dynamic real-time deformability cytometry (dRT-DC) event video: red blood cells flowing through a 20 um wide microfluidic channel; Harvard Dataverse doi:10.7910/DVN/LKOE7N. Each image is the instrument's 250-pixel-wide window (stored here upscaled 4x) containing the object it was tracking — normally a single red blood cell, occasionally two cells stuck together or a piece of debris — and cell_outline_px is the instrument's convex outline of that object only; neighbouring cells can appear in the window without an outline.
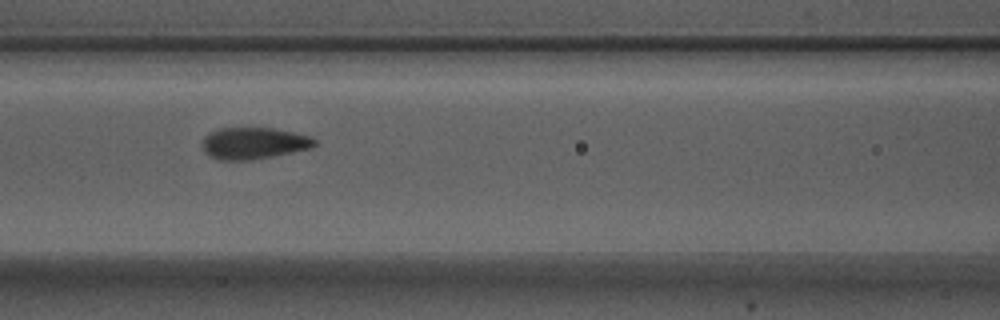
{"species": "Egyptian fruit bat (a non-hibernating species)", "species_latin": "Rousettus aegyptiacus", "temperature_condition": "warm", "stored_images_in_passage": 10, "camera_frame_rate_fps": 3000, "um_per_image_px": 0.085, "animal": {"sex": "male"}, "frame": {"image": 1, "passage_image": 4, "time_ms": 1.0, "image_size_px": [1000, 320], "cell_outline_px": [[316, 144], [312, 148], [252, 160], [220, 160], [208, 156], [204, 152], [200, 144], [204, 136], [220, 128], [272, 128], [292, 132], [308, 136], [316, 140]], "centroid_in_image_um": [21.51, 12.18], "position_along_channel_um": 145.1, "area_um2": 20.75}}
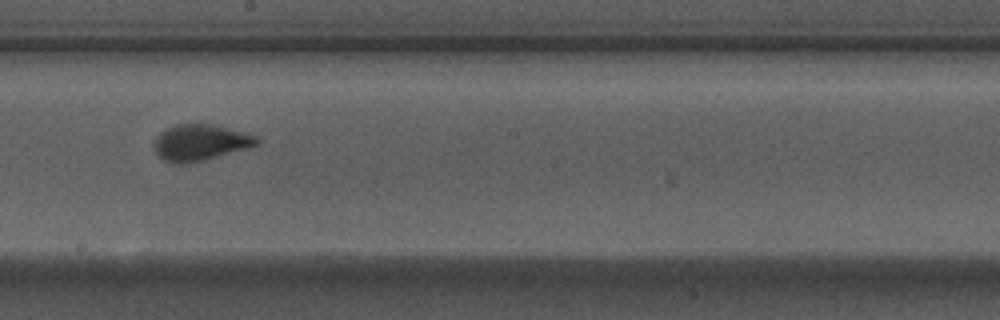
{"frame": {"image": 2, "passage_image": 6, "time_ms": 1.667, "image_size_px": [1000, 320], "cell_outline_px": [[260, 144], [248, 148], [200, 160], [180, 164], [164, 160], [156, 152], [152, 144], [156, 136], [160, 132], [176, 124], [212, 124], [244, 132], [256, 136], [260, 140]], "centroid_in_image_um": [17.01, 12.09], "position_along_channel_um": 231.2, "area_um2": 21.33}}
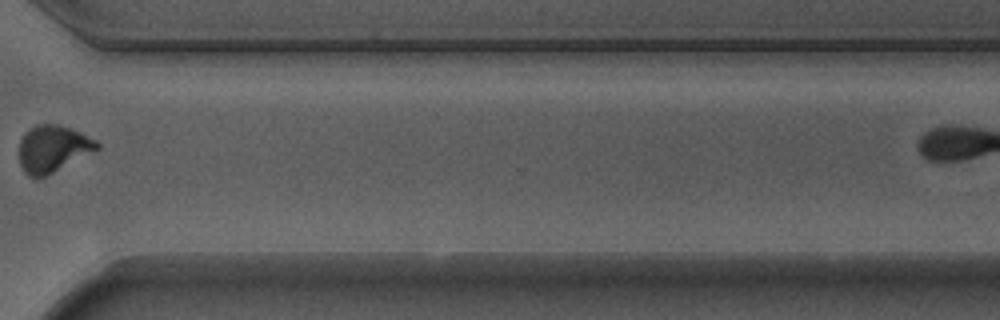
{"frame": {"image": 3, "passage_image": 9, "time_ms": 2.667, "image_size_px": [1000, 320], "cell_outline_px": [[100, 148], [36, 180], [28, 176], [20, 168], [20, 140], [24, 132], [28, 128], [36, 124], [60, 124], [72, 128], [96, 140], [100, 144]], "centroid_in_image_um": [4.45, 12.63], "position_along_channel_um": 366.1, "area_um2": 21.33}}